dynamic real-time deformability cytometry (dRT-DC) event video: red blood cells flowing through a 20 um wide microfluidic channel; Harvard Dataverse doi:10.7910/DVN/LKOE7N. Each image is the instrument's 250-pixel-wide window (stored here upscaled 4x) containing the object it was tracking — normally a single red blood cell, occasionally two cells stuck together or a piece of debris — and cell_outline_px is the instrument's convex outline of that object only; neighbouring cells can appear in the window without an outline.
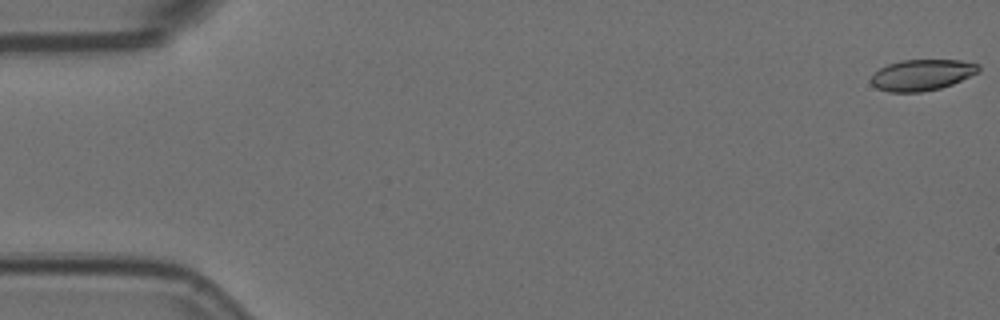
{"species": "Egyptian fruit bat (a non-hibernating species)", "species_latin": "Rousettus aegyptiacus", "temperature_condition": "room temperature", "stored_images_in_passage": 57, "camera_frame_rate_fps": 3000, "um_per_image_px": 0.085, "animal": {"sex": "female"}, "frame": {"image": 1, "passage_image": 1, "time_ms": 0.0, "image_size_px": [1000, 320], "cell_outline_px": [[980, 72], [952, 84], [940, 88], [920, 92], [888, 92], [876, 88], [868, 80], [880, 68], [888, 64], [900, 60], [960, 60], [980, 64]], "centroid_in_image_um": [78.37, 6.37], "position_along_channel_um": 6.6, "area_um2": 19.59}}
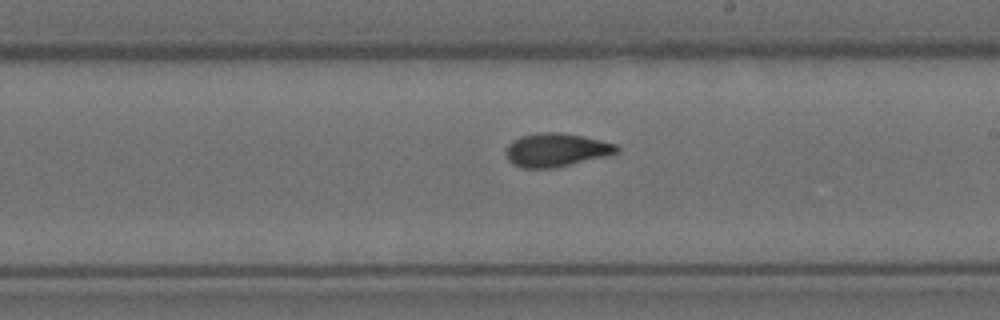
{"frame": {"image": 2, "passage_image": 33, "time_ms": 10.667, "image_size_px": [1000, 320], "cell_outline_px": [[620, 152], [608, 156], [552, 168], [520, 168], [512, 164], [508, 160], [508, 144], [512, 140], [520, 136], [540, 132], [560, 132], [600, 140], [616, 144], [620, 148]], "centroid_in_image_um": [47.29, 12.75], "position_along_channel_um": 241.7, "area_um2": 21.56}}
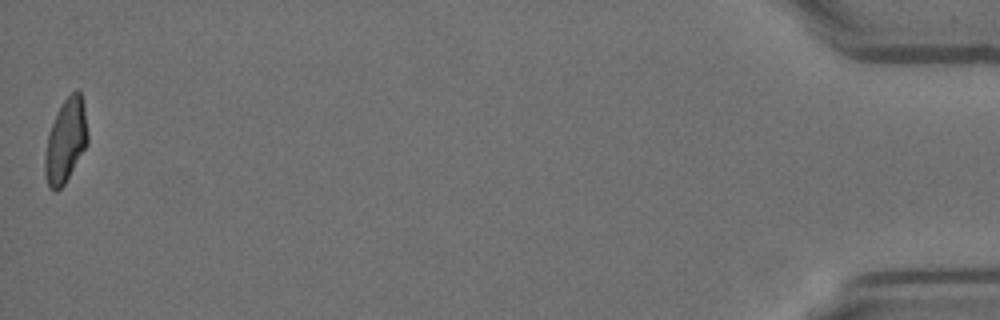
{"frame": {"image": 3, "passage_image": 57, "time_ms": 18.667, "image_size_px": [1000, 320], "cell_outline_px": [[88, 144], [64, 184], [56, 192], [48, 184], [44, 172], [44, 156], [48, 136], [52, 124], [64, 100], [72, 92], [80, 92], [84, 108], [88, 136]], "centroid_in_image_um": [5.58, 12.01], "position_along_channel_um": 429.6, "area_um2": 20.35}, "authors_computed_cell_mechanics": {"area_um2": 20.8658, "velocity_mm_per_s": 3.5807, "shape_relaxation_time_tau1_ms": null, "shape_relaxation_time_tau2_ms": 1.8156, "deformation_change_tau1": null, "deformation_change_tau2": 0.0838}}